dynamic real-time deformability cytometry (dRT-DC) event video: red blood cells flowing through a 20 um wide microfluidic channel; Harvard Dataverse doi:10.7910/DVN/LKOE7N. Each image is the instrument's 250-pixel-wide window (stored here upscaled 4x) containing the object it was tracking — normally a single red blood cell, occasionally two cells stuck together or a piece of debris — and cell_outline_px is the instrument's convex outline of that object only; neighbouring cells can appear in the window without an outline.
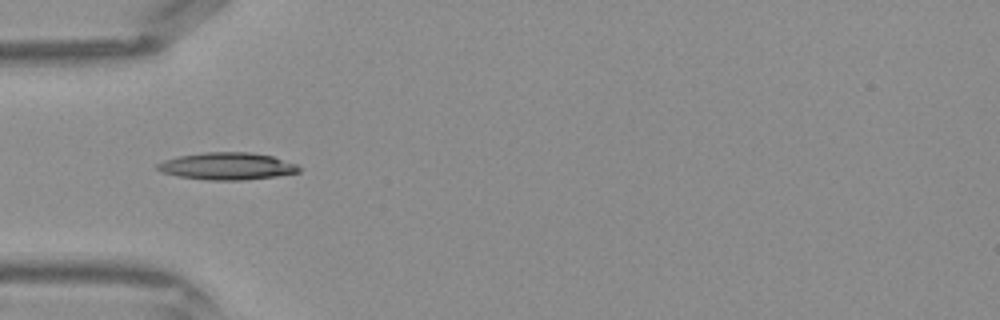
{"species": "Egyptian fruit bat (a non-hibernating species)", "species_latin": "Rousettus aegyptiacus", "temperature_condition": "warm", "stored_images_in_passage": 13, "camera_frame_rate_fps": 3000, "um_per_image_px": 0.085, "frame": {"image": 1, "passage_image": 3, "time_ms": 0.667, "image_size_px": [1000, 320], "cell_outline_px": [[300, 172], [276, 176], [240, 180], [212, 180], [176, 176], [160, 172], [156, 168], [156, 164], [164, 160], [180, 156], [204, 152], [248, 152], [272, 156], [296, 164], [300, 168]], "centroid_in_image_um": [19.27, 14.12], "position_along_channel_um": 65.7, "area_um2": 22.31}}
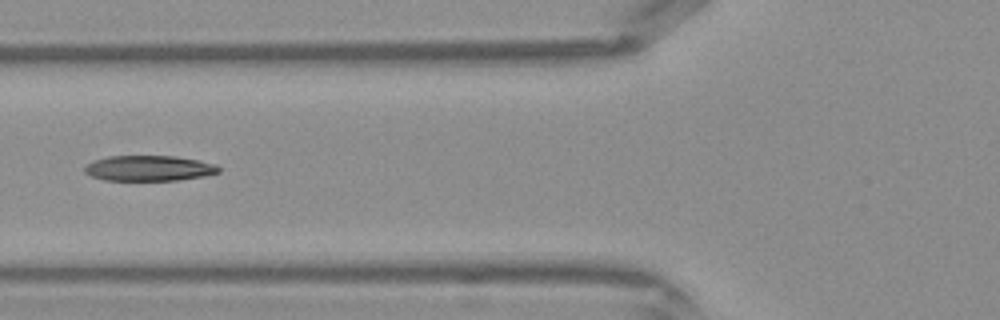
{"frame": {"image": 2, "passage_image": 6, "time_ms": 1.667, "image_size_px": [1000, 320], "cell_outline_px": [[220, 172], [204, 176], [176, 180], [104, 180], [92, 176], [84, 172], [84, 168], [92, 160], [108, 156], [176, 156], [216, 164], [220, 168]], "centroid_in_image_um": [12.65, 14.29], "position_along_channel_um": 113.1, "area_um2": 19.83}}
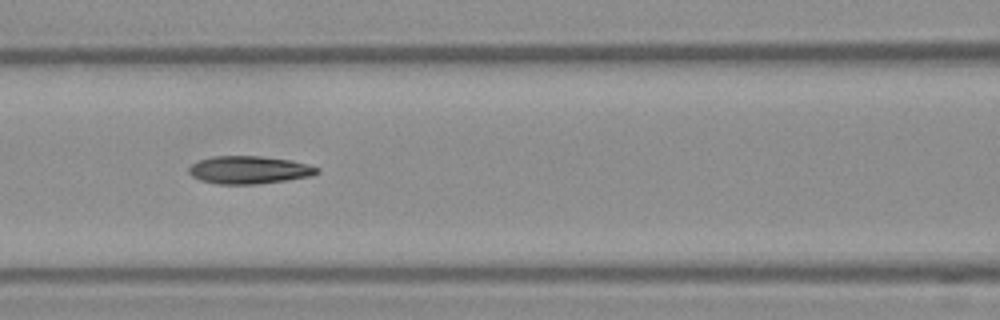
{"frame": {"image": 3, "passage_image": 8, "time_ms": 2.333, "image_size_px": [1000, 320], "cell_outline_px": [[320, 172], [312, 176], [256, 184], [220, 184], [200, 180], [192, 176], [188, 172], [188, 168], [192, 164], [200, 160], [212, 156], [260, 156], [292, 160], [320, 168]], "centroid_in_image_um": [21.18, 14.44], "position_along_channel_um": 145.4, "area_um2": 20.69}}